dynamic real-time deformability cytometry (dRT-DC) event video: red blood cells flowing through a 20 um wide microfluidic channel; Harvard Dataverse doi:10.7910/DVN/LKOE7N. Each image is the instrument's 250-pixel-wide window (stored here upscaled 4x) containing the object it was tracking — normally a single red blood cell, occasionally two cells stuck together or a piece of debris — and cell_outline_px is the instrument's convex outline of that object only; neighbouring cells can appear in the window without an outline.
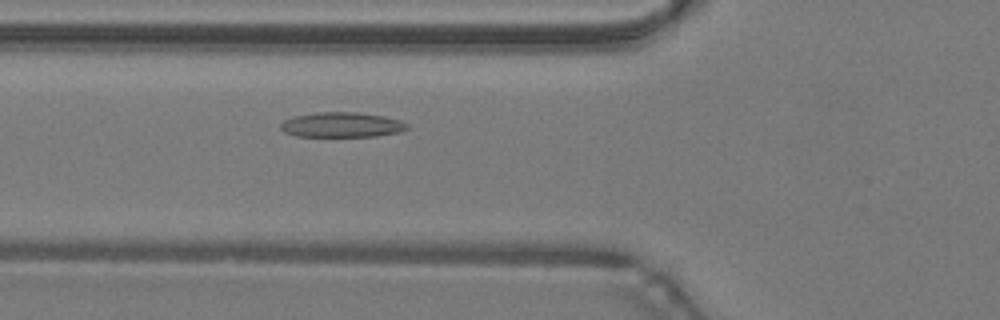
{"species": "common noctule bat (a hibernating species)", "species_latin": "Nyctalus noctula", "temperature_condition": "warm", "stored_images_in_passage": 33, "camera_frame_rate_fps": 3000, "um_per_image_px": 0.085, "animal": {"sex": "male", "body_mass_g": 19.2, "forearm_length_mm": 51.8}, "frame": {"image": 1, "passage_image": 3, "time_ms": 0.667, "image_size_px": [1000, 320], "cell_outline_px": [[412, 128], [400, 132], [376, 136], [296, 136], [284, 132], [280, 128], [280, 124], [284, 120], [292, 116], [316, 112], [360, 112], [384, 116], [400, 120], [408, 124]], "centroid_in_image_um": [29.07, 10.6], "position_along_channel_um": 96.7, "area_um2": 18.67}}
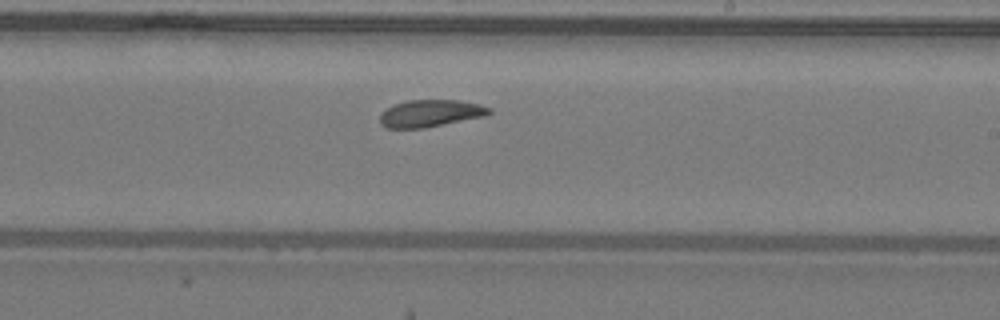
{"frame": {"image": 2, "passage_image": 14, "time_ms": 4.333, "image_size_px": [1000, 320], "cell_outline_px": [[492, 112], [488, 116], [424, 128], [384, 128], [380, 124], [380, 112], [392, 104], [408, 100], [460, 100], [480, 104], [492, 108]], "centroid_in_image_um": [36.6, 9.63], "position_along_channel_um": 252.4, "area_um2": 17.69}}
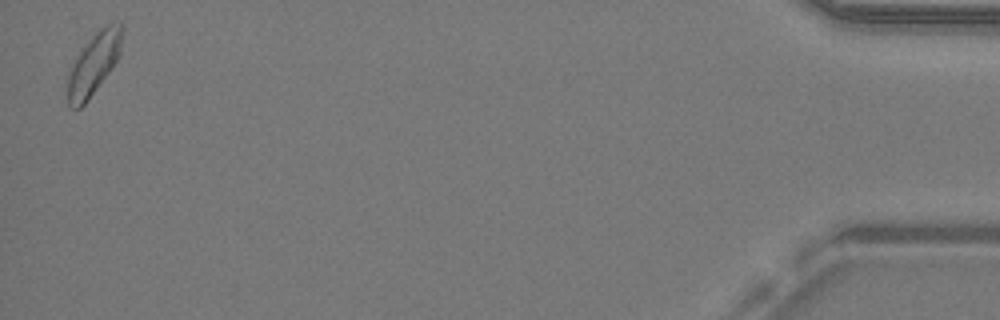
{"frame": {"image": 3, "passage_image": 33, "time_ms": 10.667, "image_size_px": [1000, 320], "cell_outline_px": [[124, 28], [120, 52], [112, 68], [88, 100], [80, 108], [68, 108], [68, 76], [76, 56], [96, 32], [100, 28], [108, 24], [120, 20]], "centroid_in_image_um": [8.0, 5.4], "position_along_channel_um": 427.2, "area_um2": 19.42}, "authors_computed_cell_mechanics": {"area_um2": 17.918, "velocity_mm_per_s": 4.2372, "shape_relaxation_time_tau1_ms": null, "shape_relaxation_time_tau2_ms": 6.4917, "deformation_change_tau1": null, "deformation_change_tau2": 0.12}}